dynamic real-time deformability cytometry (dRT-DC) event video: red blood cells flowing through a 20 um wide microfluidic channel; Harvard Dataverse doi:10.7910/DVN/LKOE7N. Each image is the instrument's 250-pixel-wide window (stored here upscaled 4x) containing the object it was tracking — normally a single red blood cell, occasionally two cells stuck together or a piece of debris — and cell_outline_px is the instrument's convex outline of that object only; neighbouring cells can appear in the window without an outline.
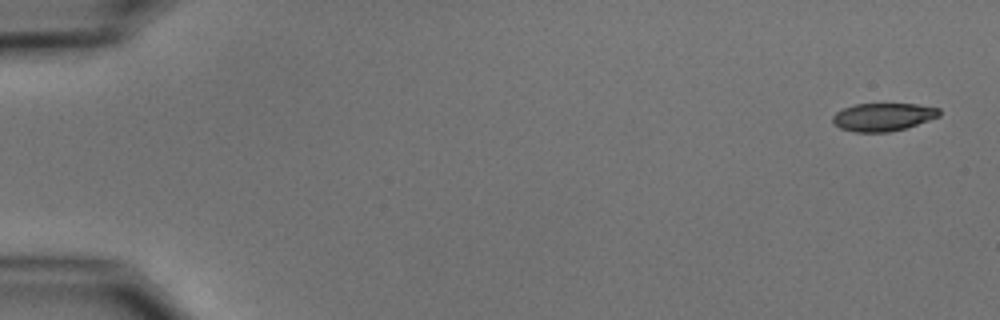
{"species": "common noctule bat (a hibernating species)", "species_latin": "Nyctalus noctula", "temperature_condition": "cold", "stored_images_in_passage": 5, "camera_frame_rate_fps": 3000, "um_per_image_px": 0.085, "animal": {"sex": "male", "body_mass_g": 15.6}, "frame": {"image": 1, "passage_image": 1, "time_ms": 0.0, "image_size_px": [1000, 320], "cell_outline_px": [[940, 116], [904, 128], [888, 132], [856, 132], [840, 128], [832, 120], [832, 116], [836, 112], [844, 108], [856, 104], [916, 104], [940, 108]], "centroid_in_image_um": [75.06, 9.93], "position_along_channel_um": 9.9, "area_um2": 17.17}}
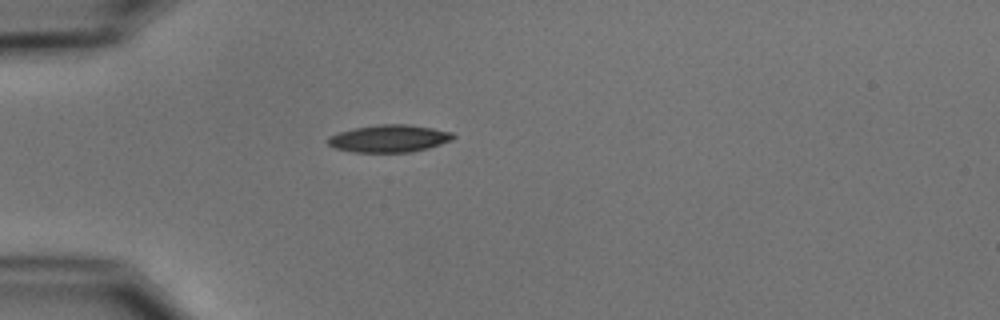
{"frame": {"image": 2, "passage_image": 4, "time_ms": 4.667, "image_size_px": [1000, 320], "cell_outline_px": [[456, 136], [452, 140], [428, 148], [412, 152], [352, 152], [332, 148], [324, 140], [328, 136], [340, 132], [356, 128], [380, 124], [408, 124], [432, 128], [452, 132]], "centroid_in_image_um": [33.05, 11.78], "position_along_channel_um": 52.0, "area_um2": 20.11}}